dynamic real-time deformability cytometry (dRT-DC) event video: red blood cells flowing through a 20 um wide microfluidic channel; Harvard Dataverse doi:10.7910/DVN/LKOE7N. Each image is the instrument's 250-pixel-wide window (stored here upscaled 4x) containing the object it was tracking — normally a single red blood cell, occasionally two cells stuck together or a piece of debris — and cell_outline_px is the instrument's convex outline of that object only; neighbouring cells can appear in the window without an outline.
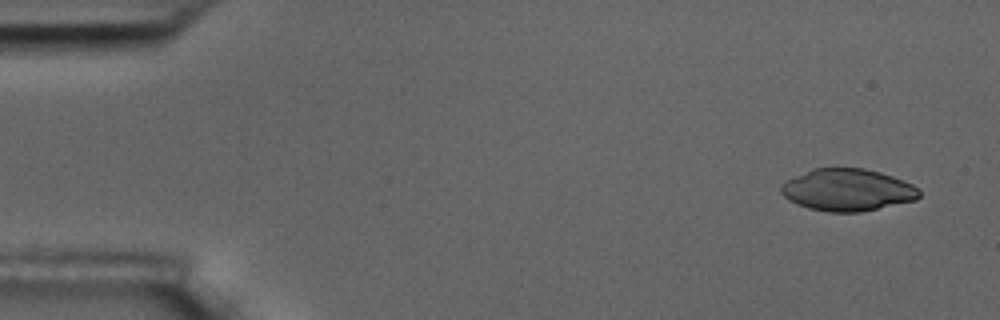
{"species": "common noctule bat (a hibernating species)", "species_latin": "Nyctalus noctula", "temperature_condition": "room temperature", "stored_images_in_passage": 4, "camera_frame_rate_fps": 3000, "um_per_image_px": 0.085, "animal": {"sex": "male", "body_mass_g": 17.5, "forearm_length_mm": 52.3}, "frame": {"image": 1, "passage_image": 1, "time_ms": 0.0, "image_size_px": [1000, 320], "cell_outline_px": [[920, 196], [916, 200], [860, 212], [828, 212], [808, 208], [796, 204], [788, 200], [780, 192], [780, 184], [812, 168], [864, 168], [880, 172], [892, 176], [912, 184], [920, 188]], "centroid_in_image_um": [72.03, 16.15], "position_along_channel_um": 13.0, "area_um2": 33.99}}